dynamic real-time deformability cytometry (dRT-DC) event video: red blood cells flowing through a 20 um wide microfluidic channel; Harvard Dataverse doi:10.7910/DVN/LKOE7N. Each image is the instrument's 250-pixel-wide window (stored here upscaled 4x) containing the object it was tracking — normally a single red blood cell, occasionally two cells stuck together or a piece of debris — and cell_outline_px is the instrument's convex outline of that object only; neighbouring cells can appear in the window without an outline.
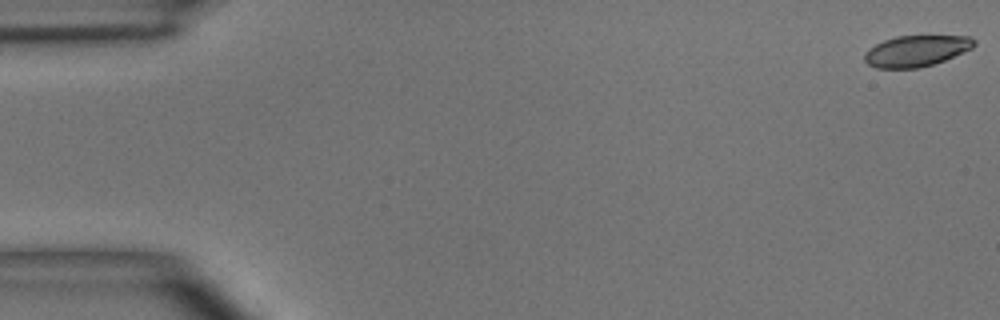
{"species": "common noctule bat (a hibernating species)", "species_latin": "Nyctalus noctula", "temperature_condition": "room temperature", "stored_images_in_passage": 4, "camera_frame_rate_fps": 3000, "um_per_image_px": 0.085, "animal": {"sex": "male", "body_mass_g": 15.6}, "frame": {"image": 1, "passage_image": 1, "time_ms": 0.0, "image_size_px": [1000, 320], "cell_outline_px": [[976, 44], [972, 48], [944, 60], [920, 68], [876, 68], [868, 64], [864, 60], [864, 52], [868, 48], [884, 40], [896, 36], [968, 36], [976, 40]], "centroid_in_image_um": [77.86, 4.33], "position_along_channel_um": 7.1, "area_um2": 19.83}}
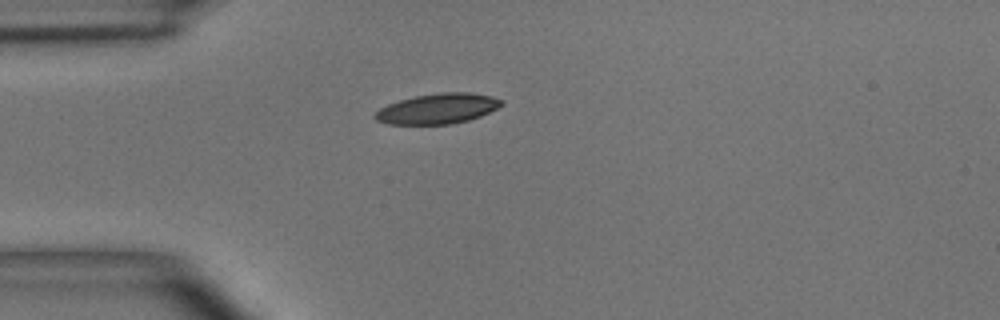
{"frame": {"image": 2, "passage_image": 4, "time_ms": 4.333, "image_size_px": [1000, 320], "cell_outline_px": [[504, 104], [480, 116], [468, 120], [452, 124], [388, 124], [376, 120], [372, 116], [380, 108], [388, 104], [400, 100], [416, 96], [440, 92], [468, 92], [492, 96], [500, 100]], "centroid_in_image_um": [37.18, 9.24], "position_along_channel_um": 47.8, "area_um2": 22.14}}